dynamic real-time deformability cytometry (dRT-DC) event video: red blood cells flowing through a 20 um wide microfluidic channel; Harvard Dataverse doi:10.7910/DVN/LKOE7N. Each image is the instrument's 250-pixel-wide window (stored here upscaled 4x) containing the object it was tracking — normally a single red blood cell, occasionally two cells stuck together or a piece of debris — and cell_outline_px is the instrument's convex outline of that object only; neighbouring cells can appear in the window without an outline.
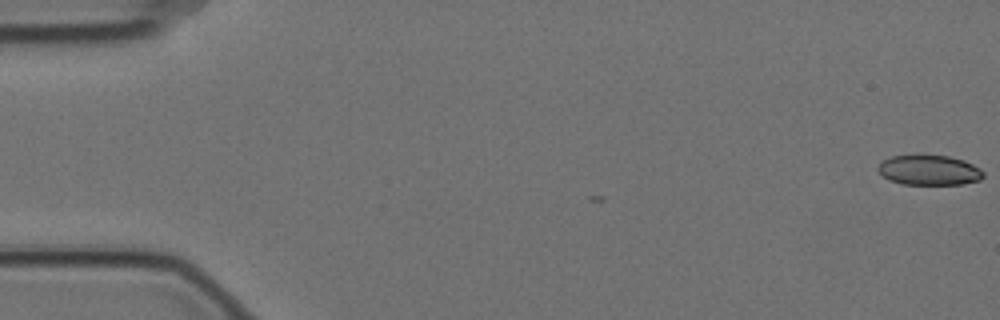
{"species": "Egyptian fruit bat (a non-hibernating species)", "species_latin": "Rousettus aegyptiacus", "temperature_condition": "cold", "stored_images_in_passage": 4, "camera_frame_rate_fps": 3000, "um_per_image_px": 0.085, "animal": {"sex": "female"}, "frame": {"image": 1, "passage_image": 1, "time_ms": 0.0, "image_size_px": [1000, 320], "cell_outline_px": [[984, 176], [980, 180], [964, 184], [904, 184], [888, 180], [876, 168], [884, 160], [892, 156], [948, 156], [964, 160], [980, 168], [984, 172]], "centroid_in_image_um": [79.01, 14.48], "position_along_channel_um": 6.0, "area_um2": 18.21}}